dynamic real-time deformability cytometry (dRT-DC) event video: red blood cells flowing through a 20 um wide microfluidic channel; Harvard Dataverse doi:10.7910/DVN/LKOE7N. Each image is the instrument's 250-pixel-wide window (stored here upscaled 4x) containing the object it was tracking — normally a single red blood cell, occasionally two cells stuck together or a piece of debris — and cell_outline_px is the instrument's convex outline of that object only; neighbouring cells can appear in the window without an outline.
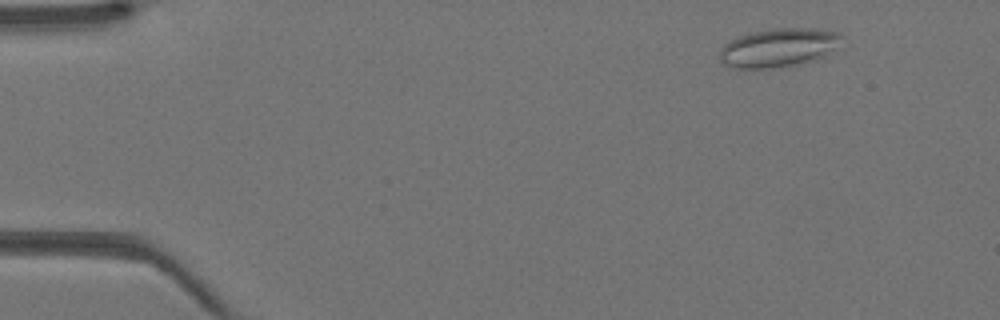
{"species": "Egyptian fruit bat (a non-hibernating species)", "species_latin": "Rousettus aegyptiacus", "temperature_condition": "warm", "stored_images_in_passage": 11, "camera_frame_rate_fps": 3000, "um_per_image_px": 0.085, "animal": {"sex": "female"}, "frame": {"image": 1, "passage_image": 5, "time_ms": 1.333, "image_size_px": [1000, 320], "cell_outline_px": [[848, 36], [824, 56], [816, 60], [772, 68], [732, 68], [724, 64], [720, 60], [720, 48], [728, 40], [736, 36], [748, 32], [772, 28], [812, 28], [840, 32]], "centroid_in_image_um": [66.17, 4.02], "position_along_channel_um": 18.8, "area_um2": 27.92}}